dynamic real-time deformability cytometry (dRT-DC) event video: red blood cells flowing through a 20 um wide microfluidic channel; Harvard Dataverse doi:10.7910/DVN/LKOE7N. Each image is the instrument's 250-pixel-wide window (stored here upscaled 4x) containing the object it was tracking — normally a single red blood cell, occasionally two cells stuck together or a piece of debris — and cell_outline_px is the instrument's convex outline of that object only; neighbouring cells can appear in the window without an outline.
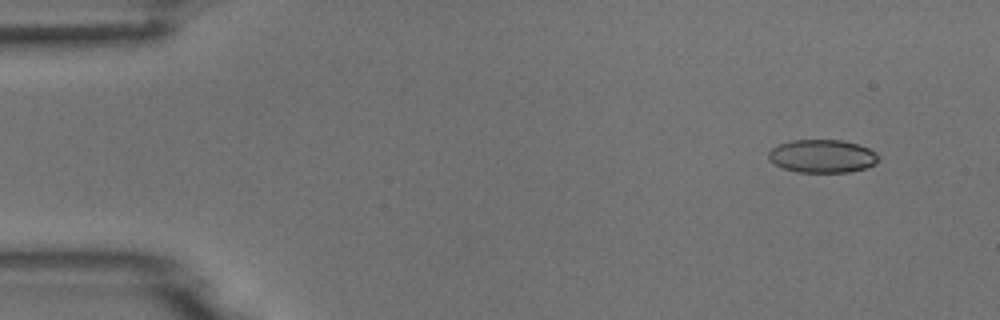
{"species": "common noctule bat (a hibernating species)", "species_latin": "Nyctalus noctula", "temperature_condition": "room temperature", "stored_images_in_passage": 6, "camera_frame_rate_fps": 3000, "um_per_image_px": 0.085, "animal": {"sex": "male", "body_mass_g": 18.8}, "frame": {"image": 1, "passage_image": 2, "time_ms": 1.0, "image_size_px": [1000, 320], "cell_outline_px": [[876, 164], [864, 168], [848, 172], [796, 172], [784, 168], [768, 160], [768, 152], [772, 148], [780, 144], [792, 140], [840, 140], [856, 144], [868, 148], [876, 152]], "centroid_in_image_um": [69.86, 13.27], "position_along_channel_um": 15.1, "area_um2": 20.98}}